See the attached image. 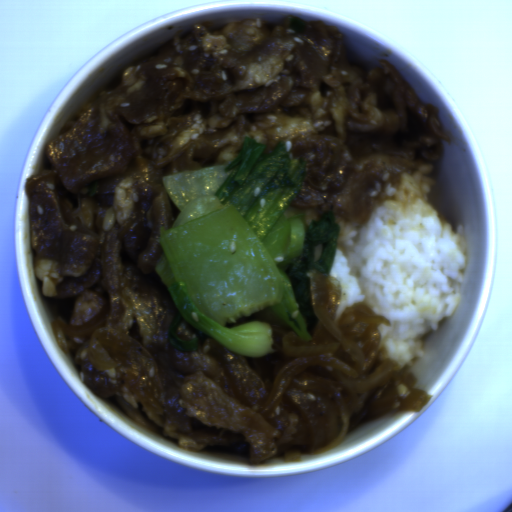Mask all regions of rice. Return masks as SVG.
Instances as JSON below:
<instances>
[{
    "mask_svg": "<svg viewBox=\"0 0 512 512\" xmlns=\"http://www.w3.org/2000/svg\"><path fill=\"white\" fill-rule=\"evenodd\" d=\"M434 163L423 162L412 176L401 172L400 183H386L385 193L395 199L383 201L369 213L364 226L341 224L336 249L327 276L340 296L335 316L348 307L365 303L390 326L380 324V345L399 370L426 355L421 338L440 321L452 317L461 302L468 247L464 224H451L439 217L427 193L436 185L425 176Z\"/></svg>",
    "mask_w": 512,
    "mask_h": 512,
    "instance_id": "rice-1",
    "label": "rice"
}]
</instances>
